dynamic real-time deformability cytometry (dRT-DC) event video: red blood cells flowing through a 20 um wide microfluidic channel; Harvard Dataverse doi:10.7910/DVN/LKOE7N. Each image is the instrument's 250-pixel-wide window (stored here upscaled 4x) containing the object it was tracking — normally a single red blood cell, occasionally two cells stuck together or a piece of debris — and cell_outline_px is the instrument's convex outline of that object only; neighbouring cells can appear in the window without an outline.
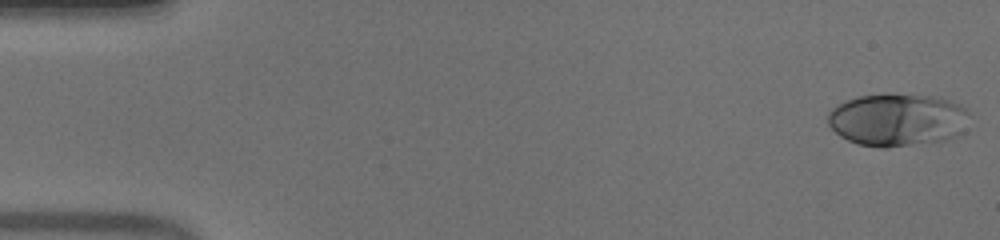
{"species": "human", "species_latin": "Homo sapiens", "temperature_condition": "warm", "stored_images_in_passage": 51, "camera_frame_rate_fps": 3000, "um_per_image_px": 0.085, "donor": {"sex": "male"}, "frame": {"image": 1, "passage_image": 1, "time_ms": 0.0, "image_size_px": [1000, 240], "cell_outline_px": [[968, 112], [964, 132], [956, 136], [944, 140], [884, 148], [880, 148], [856, 144], [840, 136], [828, 124], [828, 112], [836, 104], [844, 100], [856, 96], [932, 96], [948, 100], [960, 104]], "centroid_in_image_um": [76.25, 10.21], "position_along_channel_um": 8.8, "area_um2": 42.95}}
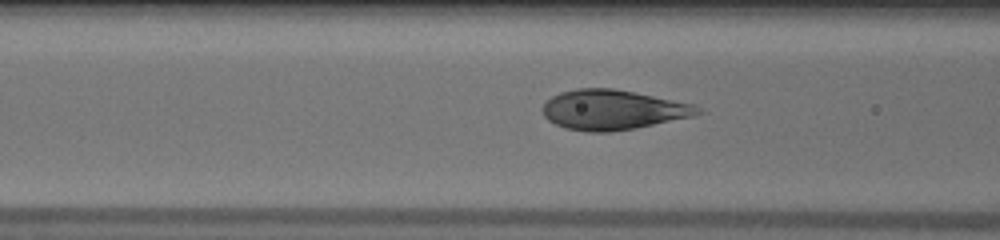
{"frame": {"image": 2, "passage_image": 20, "time_ms": 6.333, "image_size_px": [1000, 240], "cell_outline_px": [[704, 112], [696, 116], [636, 128], [612, 132], [588, 132], [564, 128], [548, 120], [544, 116], [544, 104], [552, 96], [560, 92], [576, 88], [612, 88], [696, 104]], "centroid_in_image_um": [52.13, 9.34], "position_along_channel_um": 114.5, "area_um2": 36.18}}
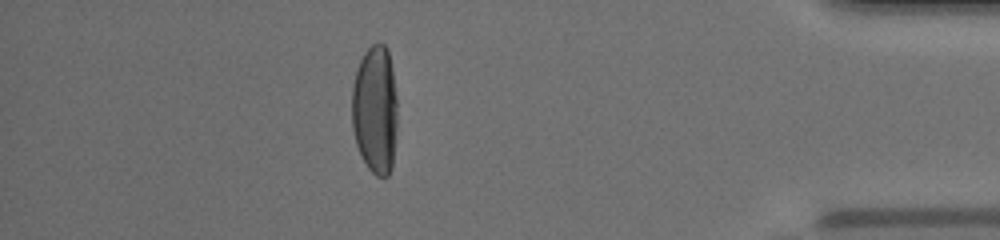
{"frame": {"image": 3, "passage_image": 45, "time_ms": 14.667, "image_size_px": [1000, 240], "cell_outline_px": [[396, 128], [392, 168], [388, 176], [376, 176], [368, 168], [356, 144], [352, 128], [352, 88], [356, 72], [360, 60], [364, 52], [372, 44], [384, 44], [388, 48], [392, 68], [396, 100]], "centroid_in_image_um": [31.88, 9.32], "position_along_channel_um": 403.3, "area_um2": 34.04}}